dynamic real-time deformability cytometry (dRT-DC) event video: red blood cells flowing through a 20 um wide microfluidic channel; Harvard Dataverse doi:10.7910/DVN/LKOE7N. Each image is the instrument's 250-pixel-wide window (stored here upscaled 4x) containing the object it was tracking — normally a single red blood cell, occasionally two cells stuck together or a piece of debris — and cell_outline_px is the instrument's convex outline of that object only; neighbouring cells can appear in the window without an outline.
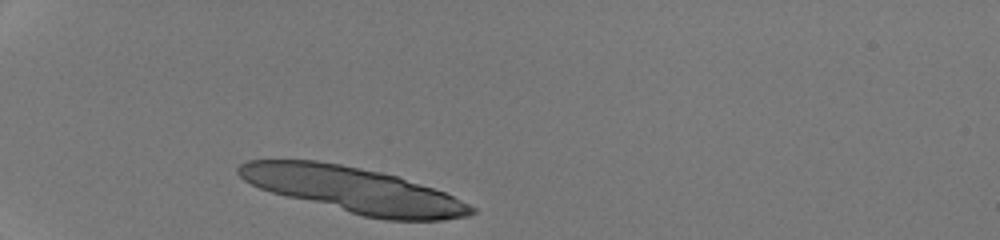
{"species": "human", "species_latin": "Homo sapiens", "temperature_condition": "room temperature", "stored_images_in_passage": 29, "segment_of_instrument_passage": [1, 2], "camera_frame_rate_fps": 3000, "um_per_image_px": 0.085, "donor": {"sex": "male"}, "frame": {"image": 1, "passage_image": 1, "time_ms": 0.0, "image_size_px": [1000, 240], "cell_outline_px": [[476, 212], [468, 216], [444, 220], [384, 220], [364, 216], [272, 192], [260, 188], [244, 180], [236, 172], [236, 168], [240, 164], [248, 160], [316, 160], [340, 164], [380, 172], [396, 176], [444, 192], [476, 208]], "centroid_in_image_um": [30.06, 16.14], "position_along_channel_um": 54.9, "area_um2": 60.98}}